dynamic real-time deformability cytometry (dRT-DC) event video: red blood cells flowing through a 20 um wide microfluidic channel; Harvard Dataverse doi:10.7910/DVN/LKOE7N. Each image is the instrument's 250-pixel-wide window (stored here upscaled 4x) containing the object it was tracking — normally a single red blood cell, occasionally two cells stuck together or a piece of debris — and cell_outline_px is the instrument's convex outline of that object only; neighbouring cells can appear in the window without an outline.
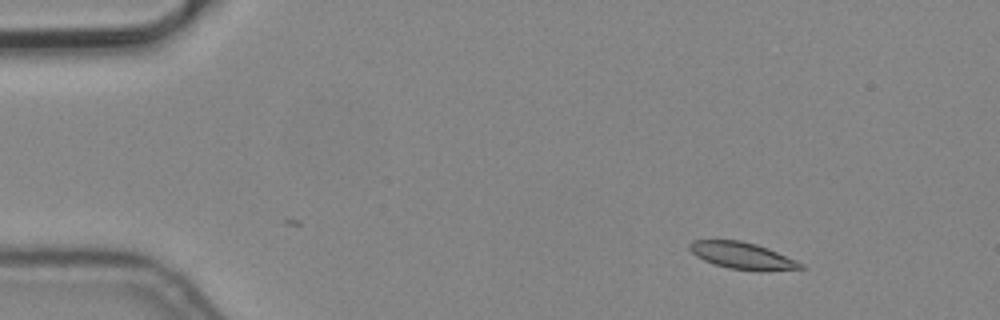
{"species": "common noctule bat (a hibernating species)", "species_latin": "Nyctalus noctula", "temperature_condition": "cold", "stored_images_in_passage": 4, "camera_frame_rate_fps": 3000, "um_per_image_px": 0.085, "animal": {"sex": "male", "body_mass_g": 19.2, "forearm_length_mm": 51.8}, "frame": {"image": 1, "passage_image": 1, "time_ms": 0.0, "image_size_px": [1000, 320], "cell_outline_px": [[804, 268], [760, 272], [728, 268], [704, 260], [696, 256], [688, 248], [688, 244], [692, 240], [740, 240], [756, 244], [768, 248], [804, 264]], "centroid_in_image_um": [63.09, 21.74], "position_along_channel_um": 21.9, "area_um2": 17.4}}
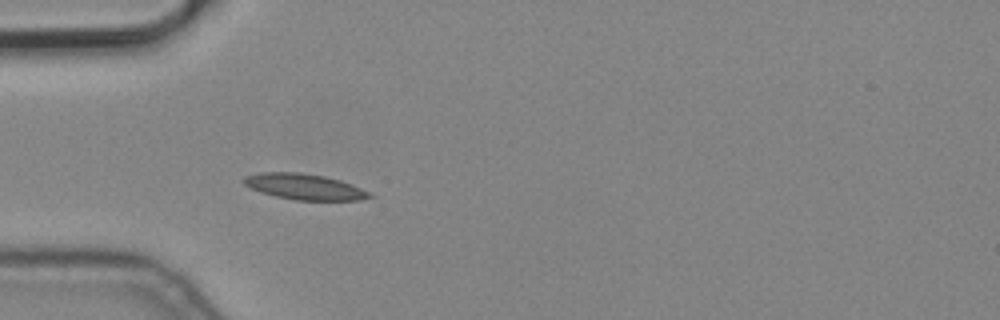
{"frame": {"image": 2, "passage_image": 4, "time_ms": 1.0, "image_size_px": [1000, 320], "cell_outline_px": [[376, 196], [360, 200], [296, 200], [276, 196], [260, 192], [244, 184], [240, 180], [244, 176], [260, 172], [300, 172], [324, 176], [340, 180], [372, 192]], "centroid_in_image_um": [25.89, 15.87], "position_along_channel_um": 59.1, "area_um2": 19.07}}